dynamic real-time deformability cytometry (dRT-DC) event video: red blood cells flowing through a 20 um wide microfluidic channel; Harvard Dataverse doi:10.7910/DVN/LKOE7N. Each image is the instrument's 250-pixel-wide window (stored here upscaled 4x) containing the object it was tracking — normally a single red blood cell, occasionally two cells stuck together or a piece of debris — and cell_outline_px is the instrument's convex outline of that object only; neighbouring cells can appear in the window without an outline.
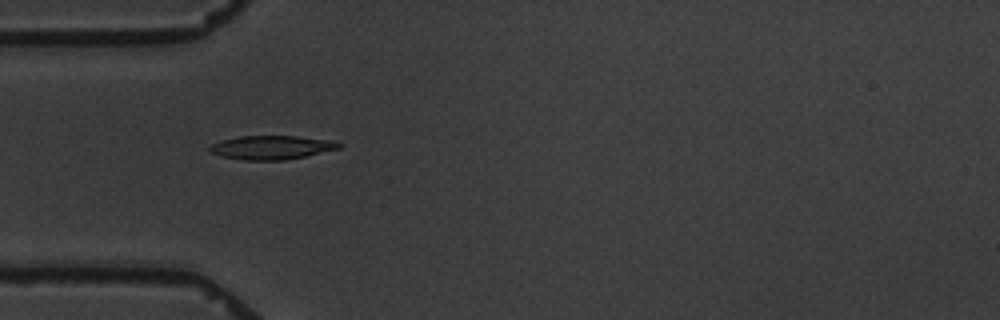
{"species": "common noctule bat (a hibernating species)", "species_latin": "Nyctalus noctula", "temperature_condition": "warm", "stored_images_in_passage": 5, "camera_frame_rate_fps": 3000, "um_per_image_px": 0.085, "animal": {"sex": "male", "body_mass_g": 19.5, "forearm_length_mm": 54.6}, "frame": {"image": 1, "passage_image": 4, "time_ms": 4.0, "image_size_px": [1000, 320], "cell_outline_px": [[344, 144], [340, 148], [304, 156], [284, 160], [244, 160], [220, 156], [212, 152], [208, 148], [212, 144], [224, 140], [240, 136], [296, 136], [328, 140]], "centroid_in_image_um": [23.08, 12.53], "position_along_channel_um": 61.9, "area_um2": 17.63}}
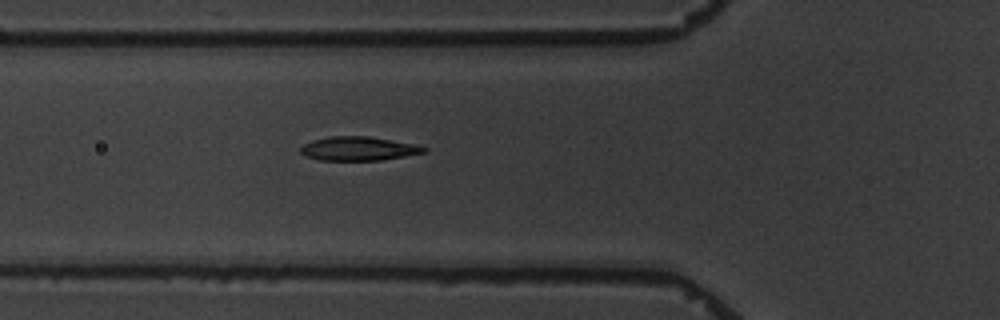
{"frame": {"image": 2, "passage_image": 5, "time_ms": 5.0, "image_size_px": [1000, 320], "cell_outline_px": [[428, 152], [380, 160], [320, 160], [304, 156], [300, 152], [300, 148], [304, 144], [312, 140], [328, 136], [368, 136], [416, 144], [428, 148]], "centroid_in_image_um": [30.47, 12.63], "position_along_channel_um": 95.3, "area_um2": 17.28}}